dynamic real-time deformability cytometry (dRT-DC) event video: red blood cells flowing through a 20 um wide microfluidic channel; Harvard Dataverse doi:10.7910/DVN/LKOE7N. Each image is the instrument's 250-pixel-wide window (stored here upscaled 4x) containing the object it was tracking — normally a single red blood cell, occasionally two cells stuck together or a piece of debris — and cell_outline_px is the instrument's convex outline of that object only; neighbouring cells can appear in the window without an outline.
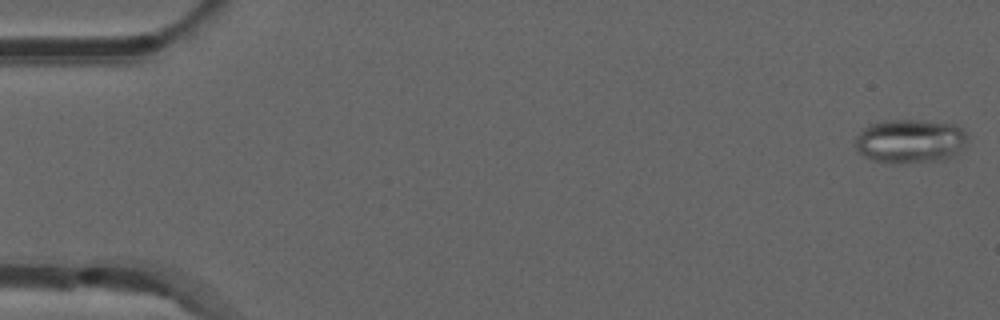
{"species": "common noctule bat (a hibernating species)", "species_latin": "Nyctalus noctula", "temperature_condition": "room temperature", "stored_images_in_passage": 52, "camera_frame_rate_fps": 3000, "um_per_image_px": 0.085, "animal": {"sex": "male", "forearm_length_mm": 52.5}, "frame": {"image": 1, "passage_image": 1, "time_ms": 0.0, "image_size_px": [1000, 320], "cell_outline_px": [[968, 140], [956, 152], [944, 160], [896, 164], [892, 164], [872, 160], [864, 156], [856, 148], [856, 136], [868, 124], [884, 120], [924, 120], [956, 124], [968, 136]], "centroid_in_image_um": [77.34, 11.99], "position_along_channel_um": 7.7, "area_um2": 28.9}}
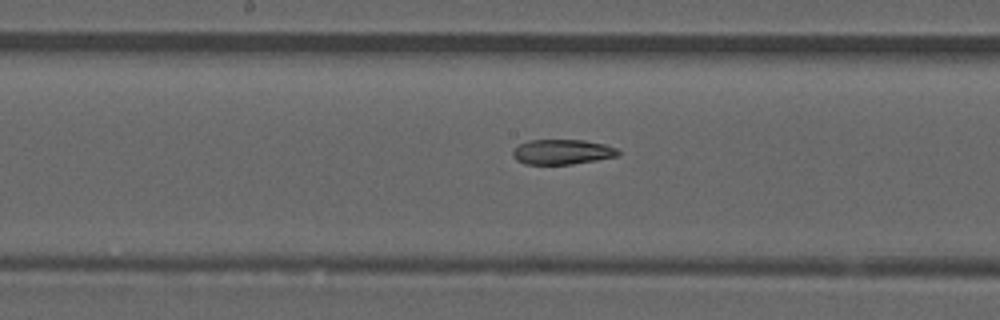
{"frame": {"image": 2, "passage_image": 27, "time_ms": 8.667, "image_size_px": [1000, 320], "cell_outline_px": [[620, 156], [572, 164], [524, 164], [516, 160], [512, 156], [512, 152], [520, 144], [528, 140], [584, 140], [604, 144], [616, 148], [620, 152]], "centroid_in_image_um": [47.79, 12.91], "position_along_channel_um": 200.4, "area_um2": 15.37}}
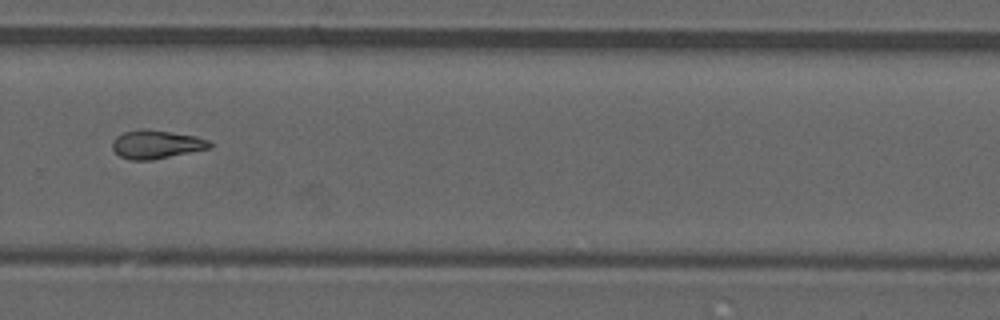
{"frame": {"image": 3, "passage_image": 36, "time_ms": 11.667, "image_size_px": [1000, 320], "cell_outline_px": [[212, 148], [152, 160], [128, 160], [120, 156], [112, 148], [112, 140], [116, 136], [124, 132], [140, 128], [144, 128], [196, 136], [208, 140], [212, 144]], "centroid_in_image_um": [13.27, 12.27], "position_along_channel_um": 316.5, "area_um2": 16.3}, "authors_computed_cell_mechanics": {"area_um2": 16.5597, "velocity_mm_per_s": 3.8855, "shape_relaxation_time_tau1_ms": null, "shape_relaxation_time_tau2_ms": 7.9751, "deformation_change_tau1": null, "deformation_change_tau2": 0.1607}}